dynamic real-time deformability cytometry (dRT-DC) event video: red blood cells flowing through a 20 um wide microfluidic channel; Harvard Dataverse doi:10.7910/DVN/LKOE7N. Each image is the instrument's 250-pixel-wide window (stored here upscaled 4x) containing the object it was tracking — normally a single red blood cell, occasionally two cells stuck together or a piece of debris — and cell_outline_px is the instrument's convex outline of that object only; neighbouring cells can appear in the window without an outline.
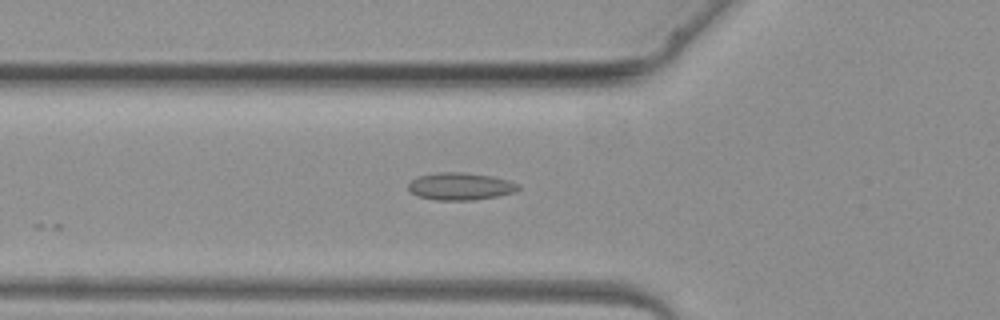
{"species": "common noctule bat (a hibernating species)", "species_latin": "Nyctalus noctula", "temperature_condition": "warm", "stored_images_in_passage": 3, "camera_frame_rate_fps": 3000, "um_per_image_px": 0.085, "animal": {"sex": "female", "body_mass_g": 19.3, "forearm_length_mm": 54.1}, "frame": {"image": 1, "passage_image": 3, "time_ms": 2.667, "image_size_px": [1000, 320], "cell_outline_px": [[520, 188], [516, 192], [496, 196], [472, 200], [436, 200], [416, 196], [408, 188], [408, 184], [416, 176], [440, 172], [464, 172], [492, 176], [508, 180], [520, 184]], "centroid_in_image_um": [39.13, 15.83], "position_along_channel_um": 86.7, "area_um2": 17.63}}